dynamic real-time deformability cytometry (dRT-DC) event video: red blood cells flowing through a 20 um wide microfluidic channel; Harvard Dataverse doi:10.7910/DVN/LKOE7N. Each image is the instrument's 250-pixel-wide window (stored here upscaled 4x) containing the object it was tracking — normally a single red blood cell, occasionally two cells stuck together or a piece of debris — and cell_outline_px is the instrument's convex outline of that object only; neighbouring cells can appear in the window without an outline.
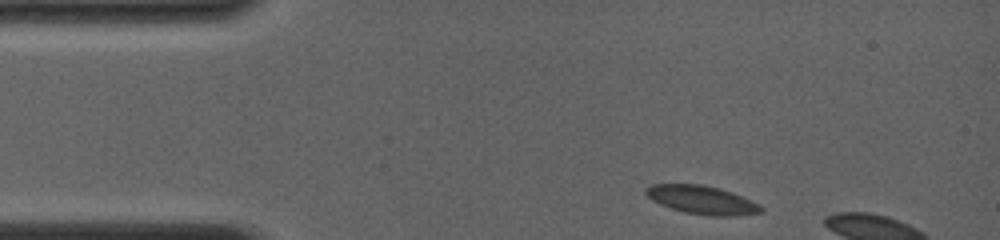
{"species": "common noctule bat (a hibernating species)", "species_latin": "Nyctalus noctula", "temperature_condition": "room temperature", "stored_images_in_passage": 4, "camera_frame_rate_fps": 4000, "um_per_image_px": 0.085, "animal": {"sex": "female", "body_mass_g": 19.0, "forearm_length_mm": 56.7}, "frame": {"image": 1, "passage_image": 1, "time_ms": 0.0, "image_size_px": [1000, 240], "cell_outline_px": [[764, 212], [736, 216], [708, 216], [684, 212], [660, 204], [652, 200], [644, 192], [644, 188], [652, 184], [704, 184], [720, 188], [732, 192], [760, 204], [764, 208]], "centroid_in_image_um": [59.69, 16.99], "position_along_channel_um": 25.3, "area_um2": 19.31}}